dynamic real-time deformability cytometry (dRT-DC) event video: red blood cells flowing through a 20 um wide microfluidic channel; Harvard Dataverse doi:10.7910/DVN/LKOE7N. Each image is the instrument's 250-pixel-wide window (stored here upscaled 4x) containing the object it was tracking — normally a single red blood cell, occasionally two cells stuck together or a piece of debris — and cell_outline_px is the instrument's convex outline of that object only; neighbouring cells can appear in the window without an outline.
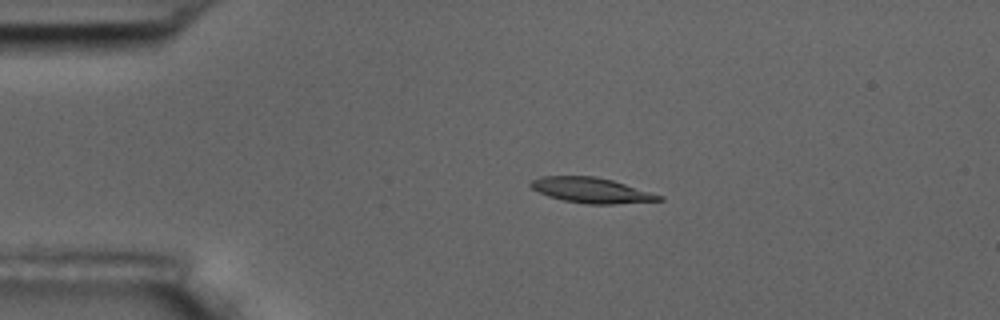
{"species": "common noctule bat (a hibernating species)", "species_latin": "Nyctalus noctula", "temperature_condition": "room temperature", "stored_images_in_passage": 4, "camera_frame_rate_fps": 3000, "um_per_image_px": 0.085, "animal": {"sex": "male", "body_mass_g": 17.5, "forearm_length_mm": 52.3}, "frame": {"image": 1, "passage_image": 1, "time_ms": 0.0, "image_size_px": [1000, 320], "cell_outline_px": [[664, 200], [616, 204], [588, 204], [564, 200], [548, 196], [532, 188], [528, 184], [532, 180], [540, 176], [596, 176], [612, 180], [664, 196]], "centroid_in_image_um": [50.27, 16.17], "position_along_channel_um": 34.7, "area_um2": 18.84}}
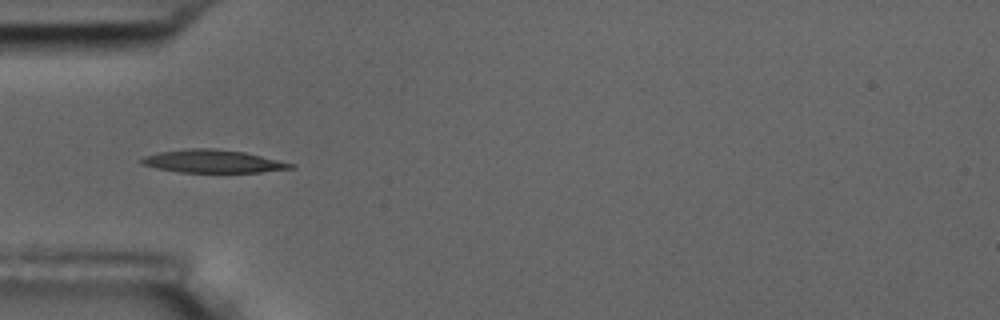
{"frame": {"image": 2, "passage_image": 2, "time_ms": 2.0, "image_size_px": [1000, 320], "cell_outline_px": [[296, 164], [292, 168], [260, 172], [180, 172], [156, 168], [140, 164], [140, 160], [144, 156], [160, 152], [192, 148], [216, 148], [244, 152]], "centroid_in_image_um": [18.07, 13.71], "position_along_channel_um": 66.9, "area_um2": 19.77}}